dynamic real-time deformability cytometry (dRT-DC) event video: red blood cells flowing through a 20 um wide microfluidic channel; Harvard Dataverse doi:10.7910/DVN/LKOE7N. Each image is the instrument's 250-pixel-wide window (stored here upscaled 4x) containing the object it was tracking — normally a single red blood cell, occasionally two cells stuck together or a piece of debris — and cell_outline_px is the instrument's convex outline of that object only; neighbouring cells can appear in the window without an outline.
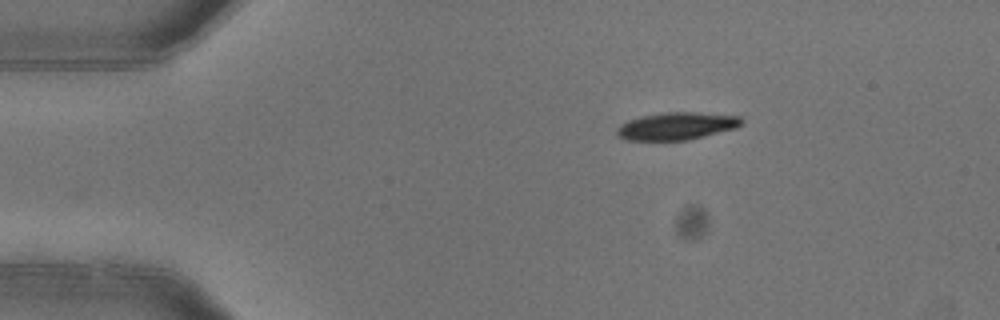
{"species": "common noctule bat (a hibernating species)", "species_latin": "Nyctalus noctula", "temperature_condition": "warm", "stored_images_in_passage": 4, "camera_frame_rate_fps": 3000, "um_per_image_px": 0.085, "animal": {"sex": "female"}, "frame": {"image": 1, "passage_image": 1, "time_ms": 0.0, "image_size_px": [1000, 320], "cell_outline_px": [[744, 120], [736, 128], [688, 140], [624, 140], [616, 136], [616, 128], [620, 124], [628, 120], [640, 116], [664, 112], [696, 112], [740, 116]], "centroid_in_image_um": [57.47, 10.71], "position_along_channel_um": 27.5, "area_um2": 20.11}}
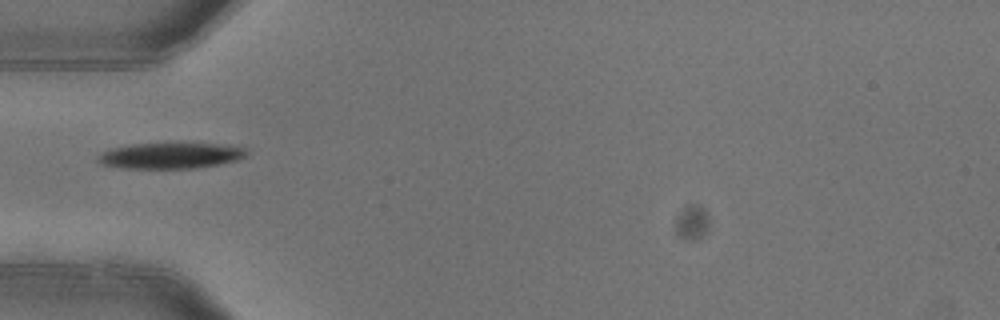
{"frame": {"image": 2, "passage_image": 3, "time_ms": 0.667, "image_size_px": [1000, 320], "cell_outline_px": [[248, 152], [244, 156], [236, 160], [220, 164], [196, 168], [120, 168], [100, 164], [96, 160], [96, 156], [108, 148], [128, 144], [224, 144], [244, 148]], "centroid_in_image_um": [14.4, 13.23], "position_along_channel_um": 70.6, "area_um2": 22.43}}